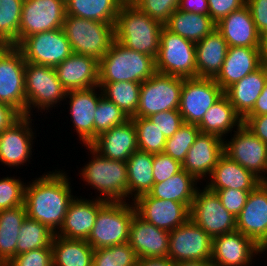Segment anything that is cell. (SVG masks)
<instances>
[{
	"label": "cell",
	"mask_w": 267,
	"mask_h": 266,
	"mask_svg": "<svg viewBox=\"0 0 267 266\" xmlns=\"http://www.w3.org/2000/svg\"><path fill=\"white\" fill-rule=\"evenodd\" d=\"M89 145L103 157L126 162L138 150L135 125L129 119L101 133Z\"/></svg>",
	"instance_id": "cell-25"
},
{
	"label": "cell",
	"mask_w": 267,
	"mask_h": 266,
	"mask_svg": "<svg viewBox=\"0 0 267 266\" xmlns=\"http://www.w3.org/2000/svg\"><path fill=\"white\" fill-rule=\"evenodd\" d=\"M24 0H0V46L19 44V25Z\"/></svg>",
	"instance_id": "cell-41"
},
{
	"label": "cell",
	"mask_w": 267,
	"mask_h": 266,
	"mask_svg": "<svg viewBox=\"0 0 267 266\" xmlns=\"http://www.w3.org/2000/svg\"><path fill=\"white\" fill-rule=\"evenodd\" d=\"M137 0H121V2L123 3V4H133V3H135Z\"/></svg>",
	"instance_id": "cell-61"
},
{
	"label": "cell",
	"mask_w": 267,
	"mask_h": 266,
	"mask_svg": "<svg viewBox=\"0 0 267 266\" xmlns=\"http://www.w3.org/2000/svg\"><path fill=\"white\" fill-rule=\"evenodd\" d=\"M172 33L194 43L216 29V23L209 15L194 14L177 9L164 24Z\"/></svg>",
	"instance_id": "cell-34"
},
{
	"label": "cell",
	"mask_w": 267,
	"mask_h": 266,
	"mask_svg": "<svg viewBox=\"0 0 267 266\" xmlns=\"http://www.w3.org/2000/svg\"><path fill=\"white\" fill-rule=\"evenodd\" d=\"M25 65L16 46H0V103L11 106L21 116H26Z\"/></svg>",
	"instance_id": "cell-10"
},
{
	"label": "cell",
	"mask_w": 267,
	"mask_h": 266,
	"mask_svg": "<svg viewBox=\"0 0 267 266\" xmlns=\"http://www.w3.org/2000/svg\"><path fill=\"white\" fill-rule=\"evenodd\" d=\"M138 255L127 242L94 249L92 266H137Z\"/></svg>",
	"instance_id": "cell-42"
},
{
	"label": "cell",
	"mask_w": 267,
	"mask_h": 266,
	"mask_svg": "<svg viewBox=\"0 0 267 266\" xmlns=\"http://www.w3.org/2000/svg\"><path fill=\"white\" fill-rule=\"evenodd\" d=\"M128 243L139 259L168 257L169 232L159 229L135 213L130 226Z\"/></svg>",
	"instance_id": "cell-24"
},
{
	"label": "cell",
	"mask_w": 267,
	"mask_h": 266,
	"mask_svg": "<svg viewBox=\"0 0 267 266\" xmlns=\"http://www.w3.org/2000/svg\"><path fill=\"white\" fill-rule=\"evenodd\" d=\"M136 128L138 150L158 154L163 153L166 138L148 118H130Z\"/></svg>",
	"instance_id": "cell-43"
},
{
	"label": "cell",
	"mask_w": 267,
	"mask_h": 266,
	"mask_svg": "<svg viewBox=\"0 0 267 266\" xmlns=\"http://www.w3.org/2000/svg\"><path fill=\"white\" fill-rule=\"evenodd\" d=\"M244 126L257 136L262 142L267 144V114L259 116H245Z\"/></svg>",
	"instance_id": "cell-54"
},
{
	"label": "cell",
	"mask_w": 267,
	"mask_h": 266,
	"mask_svg": "<svg viewBox=\"0 0 267 266\" xmlns=\"http://www.w3.org/2000/svg\"><path fill=\"white\" fill-rule=\"evenodd\" d=\"M234 133V134H233ZM223 140L224 154L267 182V144L242 124Z\"/></svg>",
	"instance_id": "cell-13"
},
{
	"label": "cell",
	"mask_w": 267,
	"mask_h": 266,
	"mask_svg": "<svg viewBox=\"0 0 267 266\" xmlns=\"http://www.w3.org/2000/svg\"><path fill=\"white\" fill-rule=\"evenodd\" d=\"M199 133L200 130L196 124L184 123L172 137L166 139L163 153L182 164Z\"/></svg>",
	"instance_id": "cell-44"
},
{
	"label": "cell",
	"mask_w": 267,
	"mask_h": 266,
	"mask_svg": "<svg viewBox=\"0 0 267 266\" xmlns=\"http://www.w3.org/2000/svg\"><path fill=\"white\" fill-rule=\"evenodd\" d=\"M181 0H137L133 3L150 18L165 24L179 8Z\"/></svg>",
	"instance_id": "cell-47"
},
{
	"label": "cell",
	"mask_w": 267,
	"mask_h": 266,
	"mask_svg": "<svg viewBox=\"0 0 267 266\" xmlns=\"http://www.w3.org/2000/svg\"><path fill=\"white\" fill-rule=\"evenodd\" d=\"M21 115L11 106L0 103V133L16 122Z\"/></svg>",
	"instance_id": "cell-56"
},
{
	"label": "cell",
	"mask_w": 267,
	"mask_h": 266,
	"mask_svg": "<svg viewBox=\"0 0 267 266\" xmlns=\"http://www.w3.org/2000/svg\"><path fill=\"white\" fill-rule=\"evenodd\" d=\"M156 72L180 78H196L195 43L172 33L165 26L155 59Z\"/></svg>",
	"instance_id": "cell-8"
},
{
	"label": "cell",
	"mask_w": 267,
	"mask_h": 266,
	"mask_svg": "<svg viewBox=\"0 0 267 266\" xmlns=\"http://www.w3.org/2000/svg\"><path fill=\"white\" fill-rule=\"evenodd\" d=\"M67 171L54 169L26 182L24 205L27 217L44 224L55 234L62 227L73 194Z\"/></svg>",
	"instance_id": "cell-1"
},
{
	"label": "cell",
	"mask_w": 267,
	"mask_h": 266,
	"mask_svg": "<svg viewBox=\"0 0 267 266\" xmlns=\"http://www.w3.org/2000/svg\"><path fill=\"white\" fill-rule=\"evenodd\" d=\"M216 29L222 34L228 47L260 46V34L246 4L222 18L216 23Z\"/></svg>",
	"instance_id": "cell-29"
},
{
	"label": "cell",
	"mask_w": 267,
	"mask_h": 266,
	"mask_svg": "<svg viewBox=\"0 0 267 266\" xmlns=\"http://www.w3.org/2000/svg\"><path fill=\"white\" fill-rule=\"evenodd\" d=\"M224 90L214 78H183L179 112L186 124H198Z\"/></svg>",
	"instance_id": "cell-16"
},
{
	"label": "cell",
	"mask_w": 267,
	"mask_h": 266,
	"mask_svg": "<svg viewBox=\"0 0 267 266\" xmlns=\"http://www.w3.org/2000/svg\"><path fill=\"white\" fill-rule=\"evenodd\" d=\"M242 124V118L236 113L228 97L224 94L207 110L197 126L200 133L213 134L224 140L228 138V134L231 135Z\"/></svg>",
	"instance_id": "cell-32"
},
{
	"label": "cell",
	"mask_w": 267,
	"mask_h": 266,
	"mask_svg": "<svg viewBox=\"0 0 267 266\" xmlns=\"http://www.w3.org/2000/svg\"><path fill=\"white\" fill-rule=\"evenodd\" d=\"M147 118L163 133L166 139L172 137L184 124L179 110L163 111Z\"/></svg>",
	"instance_id": "cell-50"
},
{
	"label": "cell",
	"mask_w": 267,
	"mask_h": 266,
	"mask_svg": "<svg viewBox=\"0 0 267 266\" xmlns=\"http://www.w3.org/2000/svg\"><path fill=\"white\" fill-rule=\"evenodd\" d=\"M265 62L259 47H228L222 68L214 80L225 91Z\"/></svg>",
	"instance_id": "cell-26"
},
{
	"label": "cell",
	"mask_w": 267,
	"mask_h": 266,
	"mask_svg": "<svg viewBox=\"0 0 267 266\" xmlns=\"http://www.w3.org/2000/svg\"><path fill=\"white\" fill-rule=\"evenodd\" d=\"M203 184L210 191L221 189L254 190L262 181L251 171L223 154Z\"/></svg>",
	"instance_id": "cell-28"
},
{
	"label": "cell",
	"mask_w": 267,
	"mask_h": 266,
	"mask_svg": "<svg viewBox=\"0 0 267 266\" xmlns=\"http://www.w3.org/2000/svg\"><path fill=\"white\" fill-rule=\"evenodd\" d=\"M67 90L57 77L55 68L26 62L25 94L26 116L48 113L58 105H64ZM53 107V108H52ZM36 111V112H33ZM48 111V112H47Z\"/></svg>",
	"instance_id": "cell-5"
},
{
	"label": "cell",
	"mask_w": 267,
	"mask_h": 266,
	"mask_svg": "<svg viewBox=\"0 0 267 266\" xmlns=\"http://www.w3.org/2000/svg\"><path fill=\"white\" fill-rule=\"evenodd\" d=\"M253 190L221 189L215 192L222 205L235 217L242 211L250 192Z\"/></svg>",
	"instance_id": "cell-51"
},
{
	"label": "cell",
	"mask_w": 267,
	"mask_h": 266,
	"mask_svg": "<svg viewBox=\"0 0 267 266\" xmlns=\"http://www.w3.org/2000/svg\"><path fill=\"white\" fill-rule=\"evenodd\" d=\"M16 47L26 62L53 68L73 53L62 28L27 36Z\"/></svg>",
	"instance_id": "cell-14"
},
{
	"label": "cell",
	"mask_w": 267,
	"mask_h": 266,
	"mask_svg": "<svg viewBox=\"0 0 267 266\" xmlns=\"http://www.w3.org/2000/svg\"><path fill=\"white\" fill-rule=\"evenodd\" d=\"M5 266H53L52 245L18 254Z\"/></svg>",
	"instance_id": "cell-48"
},
{
	"label": "cell",
	"mask_w": 267,
	"mask_h": 266,
	"mask_svg": "<svg viewBox=\"0 0 267 266\" xmlns=\"http://www.w3.org/2000/svg\"><path fill=\"white\" fill-rule=\"evenodd\" d=\"M227 51L228 44L217 29L196 42V77L215 78L222 68Z\"/></svg>",
	"instance_id": "cell-31"
},
{
	"label": "cell",
	"mask_w": 267,
	"mask_h": 266,
	"mask_svg": "<svg viewBox=\"0 0 267 266\" xmlns=\"http://www.w3.org/2000/svg\"><path fill=\"white\" fill-rule=\"evenodd\" d=\"M75 196L70 202L64 223L56 235L66 239L87 240L98 212L108 203L97 198Z\"/></svg>",
	"instance_id": "cell-22"
},
{
	"label": "cell",
	"mask_w": 267,
	"mask_h": 266,
	"mask_svg": "<svg viewBox=\"0 0 267 266\" xmlns=\"http://www.w3.org/2000/svg\"><path fill=\"white\" fill-rule=\"evenodd\" d=\"M267 81V61L256 71L229 86L224 94L243 119L252 109Z\"/></svg>",
	"instance_id": "cell-30"
},
{
	"label": "cell",
	"mask_w": 267,
	"mask_h": 266,
	"mask_svg": "<svg viewBox=\"0 0 267 266\" xmlns=\"http://www.w3.org/2000/svg\"><path fill=\"white\" fill-rule=\"evenodd\" d=\"M26 217L25 205L0 210V266L16 256L19 229Z\"/></svg>",
	"instance_id": "cell-35"
},
{
	"label": "cell",
	"mask_w": 267,
	"mask_h": 266,
	"mask_svg": "<svg viewBox=\"0 0 267 266\" xmlns=\"http://www.w3.org/2000/svg\"><path fill=\"white\" fill-rule=\"evenodd\" d=\"M35 116H21L9 128L0 133V163L9 169L30 164L37 130L32 123ZM33 125V126H32ZM34 140V141H33ZM32 155V156H31Z\"/></svg>",
	"instance_id": "cell-12"
},
{
	"label": "cell",
	"mask_w": 267,
	"mask_h": 266,
	"mask_svg": "<svg viewBox=\"0 0 267 266\" xmlns=\"http://www.w3.org/2000/svg\"><path fill=\"white\" fill-rule=\"evenodd\" d=\"M133 203L142 219L168 232L190 219V208L186 204L157 199L149 193L139 196Z\"/></svg>",
	"instance_id": "cell-21"
},
{
	"label": "cell",
	"mask_w": 267,
	"mask_h": 266,
	"mask_svg": "<svg viewBox=\"0 0 267 266\" xmlns=\"http://www.w3.org/2000/svg\"><path fill=\"white\" fill-rule=\"evenodd\" d=\"M66 0H24L19 43L27 36L63 27Z\"/></svg>",
	"instance_id": "cell-17"
},
{
	"label": "cell",
	"mask_w": 267,
	"mask_h": 266,
	"mask_svg": "<svg viewBox=\"0 0 267 266\" xmlns=\"http://www.w3.org/2000/svg\"><path fill=\"white\" fill-rule=\"evenodd\" d=\"M121 0H66V15L103 23H116Z\"/></svg>",
	"instance_id": "cell-38"
},
{
	"label": "cell",
	"mask_w": 267,
	"mask_h": 266,
	"mask_svg": "<svg viewBox=\"0 0 267 266\" xmlns=\"http://www.w3.org/2000/svg\"><path fill=\"white\" fill-rule=\"evenodd\" d=\"M182 170V164L165 153L153 154L154 184L166 181Z\"/></svg>",
	"instance_id": "cell-49"
},
{
	"label": "cell",
	"mask_w": 267,
	"mask_h": 266,
	"mask_svg": "<svg viewBox=\"0 0 267 266\" xmlns=\"http://www.w3.org/2000/svg\"><path fill=\"white\" fill-rule=\"evenodd\" d=\"M223 154L224 143L222 138L213 134L199 133L194 144L187 152L186 159L182 163V169L193 175L201 186L210 176Z\"/></svg>",
	"instance_id": "cell-23"
},
{
	"label": "cell",
	"mask_w": 267,
	"mask_h": 266,
	"mask_svg": "<svg viewBox=\"0 0 267 266\" xmlns=\"http://www.w3.org/2000/svg\"><path fill=\"white\" fill-rule=\"evenodd\" d=\"M93 247L86 240L66 239L55 234L52 241L53 266H92Z\"/></svg>",
	"instance_id": "cell-37"
},
{
	"label": "cell",
	"mask_w": 267,
	"mask_h": 266,
	"mask_svg": "<svg viewBox=\"0 0 267 266\" xmlns=\"http://www.w3.org/2000/svg\"><path fill=\"white\" fill-rule=\"evenodd\" d=\"M236 231L251 238L267 252V182L260 183L250 192L236 217Z\"/></svg>",
	"instance_id": "cell-20"
},
{
	"label": "cell",
	"mask_w": 267,
	"mask_h": 266,
	"mask_svg": "<svg viewBox=\"0 0 267 266\" xmlns=\"http://www.w3.org/2000/svg\"><path fill=\"white\" fill-rule=\"evenodd\" d=\"M168 245V258L175 264L211 260L213 239L191 219L169 232Z\"/></svg>",
	"instance_id": "cell-15"
},
{
	"label": "cell",
	"mask_w": 267,
	"mask_h": 266,
	"mask_svg": "<svg viewBox=\"0 0 267 266\" xmlns=\"http://www.w3.org/2000/svg\"><path fill=\"white\" fill-rule=\"evenodd\" d=\"M245 4L246 0H208L209 16L215 23H218L222 18Z\"/></svg>",
	"instance_id": "cell-52"
},
{
	"label": "cell",
	"mask_w": 267,
	"mask_h": 266,
	"mask_svg": "<svg viewBox=\"0 0 267 266\" xmlns=\"http://www.w3.org/2000/svg\"><path fill=\"white\" fill-rule=\"evenodd\" d=\"M55 71L67 91L99 85V61L90 56L72 53L55 67Z\"/></svg>",
	"instance_id": "cell-27"
},
{
	"label": "cell",
	"mask_w": 267,
	"mask_h": 266,
	"mask_svg": "<svg viewBox=\"0 0 267 266\" xmlns=\"http://www.w3.org/2000/svg\"><path fill=\"white\" fill-rule=\"evenodd\" d=\"M137 266H175L168 257L139 259Z\"/></svg>",
	"instance_id": "cell-58"
},
{
	"label": "cell",
	"mask_w": 267,
	"mask_h": 266,
	"mask_svg": "<svg viewBox=\"0 0 267 266\" xmlns=\"http://www.w3.org/2000/svg\"><path fill=\"white\" fill-rule=\"evenodd\" d=\"M55 233L44 224L26 217L19 229L16 255L52 245Z\"/></svg>",
	"instance_id": "cell-40"
},
{
	"label": "cell",
	"mask_w": 267,
	"mask_h": 266,
	"mask_svg": "<svg viewBox=\"0 0 267 266\" xmlns=\"http://www.w3.org/2000/svg\"><path fill=\"white\" fill-rule=\"evenodd\" d=\"M98 86L103 96L118 106L129 119L135 116L139 105L141 83L99 82Z\"/></svg>",
	"instance_id": "cell-39"
},
{
	"label": "cell",
	"mask_w": 267,
	"mask_h": 266,
	"mask_svg": "<svg viewBox=\"0 0 267 266\" xmlns=\"http://www.w3.org/2000/svg\"><path fill=\"white\" fill-rule=\"evenodd\" d=\"M199 183L193 175L182 169L166 181L153 184L149 194L154 198L180 202L191 208Z\"/></svg>",
	"instance_id": "cell-36"
},
{
	"label": "cell",
	"mask_w": 267,
	"mask_h": 266,
	"mask_svg": "<svg viewBox=\"0 0 267 266\" xmlns=\"http://www.w3.org/2000/svg\"><path fill=\"white\" fill-rule=\"evenodd\" d=\"M126 162L128 171V202H133L139 196L148 194L153 187V154L137 150Z\"/></svg>",
	"instance_id": "cell-33"
},
{
	"label": "cell",
	"mask_w": 267,
	"mask_h": 266,
	"mask_svg": "<svg viewBox=\"0 0 267 266\" xmlns=\"http://www.w3.org/2000/svg\"><path fill=\"white\" fill-rule=\"evenodd\" d=\"M9 176L0 178V210L24 205L26 182L22 181L21 176Z\"/></svg>",
	"instance_id": "cell-46"
},
{
	"label": "cell",
	"mask_w": 267,
	"mask_h": 266,
	"mask_svg": "<svg viewBox=\"0 0 267 266\" xmlns=\"http://www.w3.org/2000/svg\"><path fill=\"white\" fill-rule=\"evenodd\" d=\"M156 72L155 59L114 40L99 61V82L142 83Z\"/></svg>",
	"instance_id": "cell-4"
},
{
	"label": "cell",
	"mask_w": 267,
	"mask_h": 266,
	"mask_svg": "<svg viewBox=\"0 0 267 266\" xmlns=\"http://www.w3.org/2000/svg\"><path fill=\"white\" fill-rule=\"evenodd\" d=\"M103 95L99 86L70 90L64 100L74 132L80 144L89 145L94 140V117L97 104ZM68 99V100H67ZM68 101V102H67ZM67 102V103H66Z\"/></svg>",
	"instance_id": "cell-19"
},
{
	"label": "cell",
	"mask_w": 267,
	"mask_h": 266,
	"mask_svg": "<svg viewBox=\"0 0 267 266\" xmlns=\"http://www.w3.org/2000/svg\"><path fill=\"white\" fill-rule=\"evenodd\" d=\"M129 118L113 102L101 96L94 117V139L101 133L124 124Z\"/></svg>",
	"instance_id": "cell-45"
},
{
	"label": "cell",
	"mask_w": 267,
	"mask_h": 266,
	"mask_svg": "<svg viewBox=\"0 0 267 266\" xmlns=\"http://www.w3.org/2000/svg\"><path fill=\"white\" fill-rule=\"evenodd\" d=\"M246 5L260 34L267 29V0H246Z\"/></svg>",
	"instance_id": "cell-53"
},
{
	"label": "cell",
	"mask_w": 267,
	"mask_h": 266,
	"mask_svg": "<svg viewBox=\"0 0 267 266\" xmlns=\"http://www.w3.org/2000/svg\"><path fill=\"white\" fill-rule=\"evenodd\" d=\"M183 78L155 72L141 83L139 105L132 118L179 110Z\"/></svg>",
	"instance_id": "cell-9"
},
{
	"label": "cell",
	"mask_w": 267,
	"mask_h": 266,
	"mask_svg": "<svg viewBox=\"0 0 267 266\" xmlns=\"http://www.w3.org/2000/svg\"><path fill=\"white\" fill-rule=\"evenodd\" d=\"M135 213L132 201L108 202L98 212L94 227L86 241L93 249L127 243Z\"/></svg>",
	"instance_id": "cell-7"
},
{
	"label": "cell",
	"mask_w": 267,
	"mask_h": 266,
	"mask_svg": "<svg viewBox=\"0 0 267 266\" xmlns=\"http://www.w3.org/2000/svg\"><path fill=\"white\" fill-rule=\"evenodd\" d=\"M260 51L265 61H267V29L260 33Z\"/></svg>",
	"instance_id": "cell-59"
},
{
	"label": "cell",
	"mask_w": 267,
	"mask_h": 266,
	"mask_svg": "<svg viewBox=\"0 0 267 266\" xmlns=\"http://www.w3.org/2000/svg\"><path fill=\"white\" fill-rule=\"evenodd\" d=\"M86 147L89 159L78 171L85 186L95 190L97 199L107 202H127L128 200V171L127 162L111 160L100 155L90 145ZM89 150V151H88ZM97 191V192H96ZM99 195V196H98Z\"/></svg>",
	"instance_id": "cell-2"
},
{
	"label": "cell",
	"mask_w": 267,
	"mask_h": 266,
	"mask_svg": "<svg viewBox=\"0 0 267 266\" xmlns=\"http://www.w3.org/2000/svg\"><path fill=\"white\" fill-rule=\"evenodd\" d=\"M178 9L194 14L209 15L208 0H181Z\"/></svg>",
	"instance_id": "cell-55"
},
{
	"label": "cell",
	"mask_w": 267,
	"mask_h": 266,
	"mask_svg": "<svg viewBox=\"0 0 267 266\" xmlns=\"http://www.w3.org/2000/svg\"><path fill=\"white\" fill-rule=\"evenodd\" d=\"M190 219L213 239L236 231V217L221 203L218 195L203 185L196 190Z\"/></svg>",
	"instance_id": "cell-11"
},
{
	"label": "cell",
	"mask_w": 267,
	"mask_h": 266,
	"mask_svg": "<svg viewBox=\"0 0 267 266\" xmlns=\"http://www.w3.org/2000/svg\"><path fill=\"white\" fill-rule=\"evenodd\" d=\"M175 266H214L213 263L208 261H183L176 263Z\"/></svg>",
	"instance_id": "cell-60"
},
{
	"label": "cell",
	"mask_w": 267,
	"mask_h": 266,
	"mask_svg": "<svg viewBox=\"0 0 267 266\" xmlns=\"http://www.w3.org/2000/svg\"><path fill=\"white\" fill-rule=\"evenodd\" d=\"M114 27L116 41L156 59L163 23L150 18L134 4H122Z\"/></svg>",
	"instance_id": "cell-3"
},
{
	"label": "cell",
	"mask_w": 267,
	"mask_h": 266,
	"mask_svg": "<svg viewBox=\"0 0 267 266\" xmlns=\"http://www.w3.org/2000/svg\"><path fill=\"white\" fill-rule=\"evenodd\" d=\"M115 23H103L66 15L63 31L73 53L100 61L115 40Z\"/></svg>",
	"instance_id": "cell-6"
},
{
	"label": "cell",
	"mask_w": 267,
	"mask_h": 266,
	"mask_svg": "<svg viewBox=\"0 0 267 266\" xmlns=\"http://www.w3.org/2000/svg\"><path fill=\"white\" fill-rule=\"evenodd\" d=\"M267 114V81L253 109L246 116H259Z\"/></svg>",
	"instance_id": "cell-57"
},
{
	"label": "cell",
	"mask_w": 267,
	"mask_h": 266,
	"mask_svg": "<svg viewBox=\"0 0 267 266\" xmlns=\"http://www.w3.org/2000/svg\"><path fill=\"white\" fill-rule=\"evenodd\" d=\"M264 252L251 238L234 231L213 238L210 261L214 266H251Z\"/></svg>",
	"instance_id": "cell-18"
}]
</instances>
